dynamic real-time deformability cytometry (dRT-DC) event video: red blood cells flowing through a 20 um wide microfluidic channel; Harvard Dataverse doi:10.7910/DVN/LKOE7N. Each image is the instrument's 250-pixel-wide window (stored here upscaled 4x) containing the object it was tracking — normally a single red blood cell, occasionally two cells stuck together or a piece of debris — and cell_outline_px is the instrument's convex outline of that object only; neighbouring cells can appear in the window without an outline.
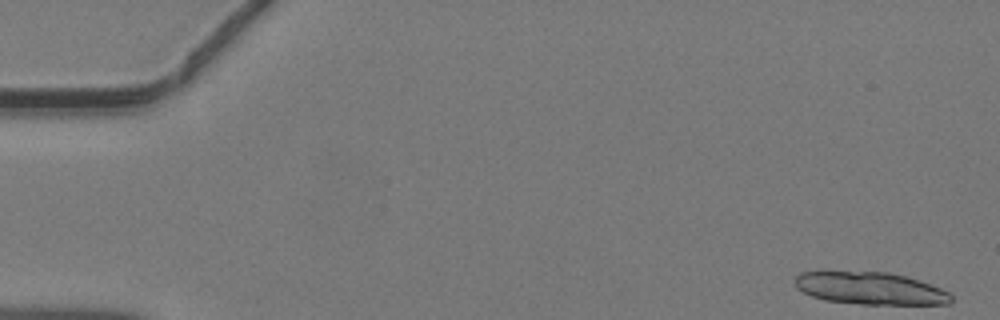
{"species": "common noctule bat (a hibernating species)", "species_latin": "Nyctalus noctula", "temperature_condition": "warm", "stored_images_in_passage": 34, "camera_frame_rate_fps": 3000, "um_per_image_px": 0.085, "animal": {"sex": "male", "body_mass_g": 19.2, "forearm_length_mm": 51.8}, "frame": {"image": 1, "passage_image": 1, "time_ms": 0.0, "image_size_px": [1000, 320], "cell_outline_px": [[952, 300], [948, 304], [860, 304], [824, 300], [812, 296], [796, 288], [792, 280], [800, 272], [824, 268], [888, 272], [908, 276], [940, 288], [948, 292], [952, 296]], "centroid_in_image_um": [73.83, 24.45], "position_along_channel_um": 11.2, "area_um2": 30.69}}
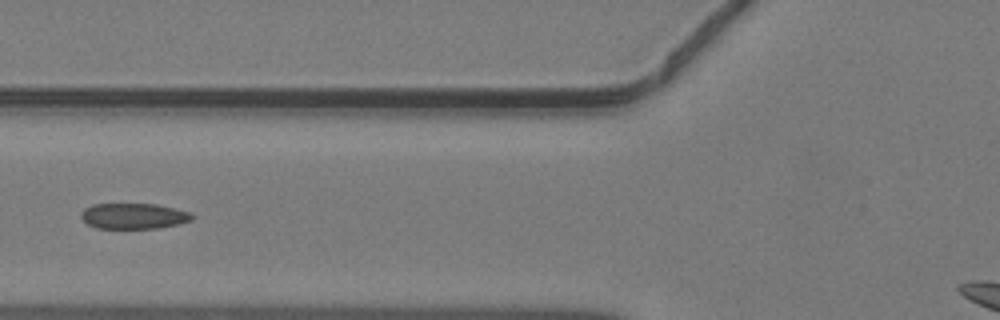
{"frame": {"image": 2, "passage_image": 18, "time_ms": 5.667, "image_size_px": [1000, 320], "cell_outline_px": [[196, 216], [192, 220], [160, 228], [96, 228], [88, 224], [80, 216], [80, 212], [84, 208], [92, 204], [156, 204], [176, 208], [192, 212]], "centroid_in_image_um": [11.39, 18.35], "position_along_channel_um": 114.4, "area_um2": 16.76}}
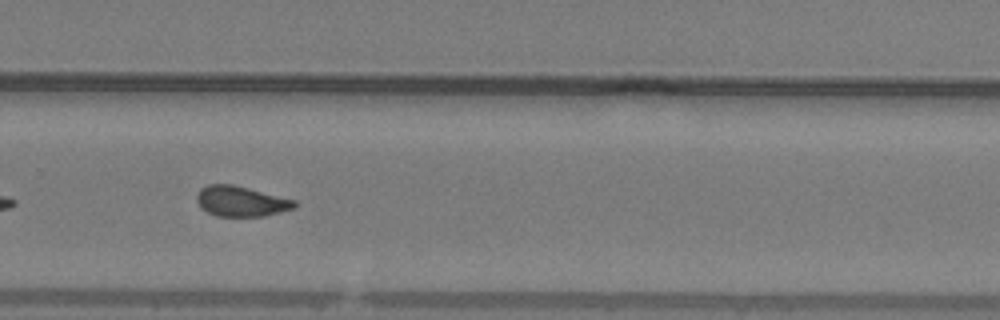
{"frame": {"image": 3, "passage_image": 31, "time_ms": 10.0, "image_size_px": [1000, 320], "cell_outline_px": [[296, 208], [264, 216], [216, 216], [200, 208], [196, 200], [196, 196], [200, 188], [208, 184], [232, 184], [296, 200]], "centroid_in_image_um": [20.47, 17.11], "position_along_channel_um": 309.3, "area_um2": 17.34}}